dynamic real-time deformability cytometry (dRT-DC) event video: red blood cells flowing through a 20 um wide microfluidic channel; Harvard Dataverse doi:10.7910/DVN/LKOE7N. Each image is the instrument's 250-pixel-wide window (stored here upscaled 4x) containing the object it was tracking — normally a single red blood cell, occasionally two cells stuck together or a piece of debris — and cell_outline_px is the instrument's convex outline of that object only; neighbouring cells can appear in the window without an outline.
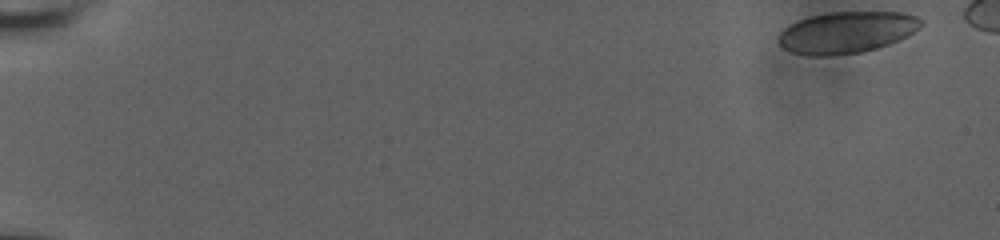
{"species": "human", "species_latin": "Homo sapiens", "temperature_condition": "room temperature", "stored_images_in_passage": 50, "camera_frame_rate_fps": 3000, "um_per_image_px": 0.085, "donor": {"sex": "male"}, "frame": {"image": 1, "passage_image": 1, "time_ms": 0.0, "image_size_px": [1000, 240], "cell_outline_px": [[924, 24], [920, 28], [888, 44], [876, 48], [860, 52], [828, 56], [812, 56], [792, 52], [784, 48], [780, 44], [780, 32], [788, 24], [808, 16], [828, 12], [904, 12], [916, 16], [924, 20]], "centroid_in_image_um": [71.96, 2.73], "position_along_channel_um": 13.0, "area_um2": 34.45}}
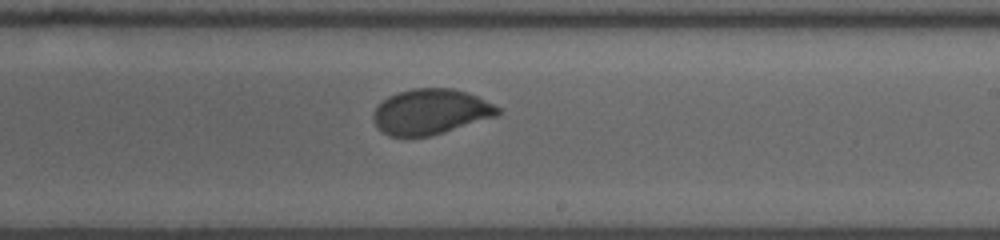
{"frame": {"image": 2, "passage_image": 32, "time_ms": 11.333, "image_size_px": [1000, 240], "cell_outline_px": [[500, 112], [496, 116], [428, 136], [388, 136], [376, 124], [372, 116], [376, 108], [388, 96], [396, 92], [412, 88], [452, 88], [476, 96], [500, 108]], "centroid_in_image_um": [36.57, 9.48], "position_along_channel_um": 252.4, "area_um2": 32.25}}
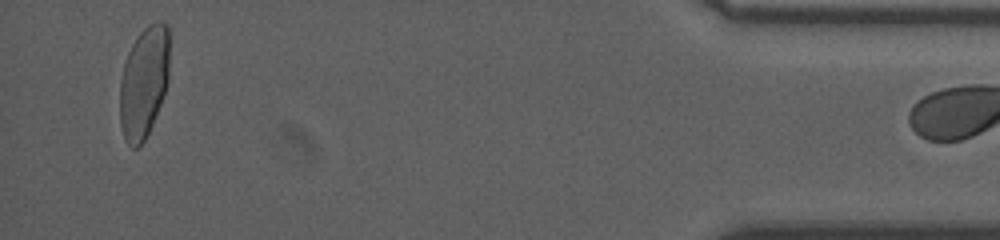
{"frame": {"image": 3, "passage_image": 49, "time_ms": 17.667, "image_size_px": [1000, 240], "cell_outline_px": [[168, 80], [160, 104], [152, 124], [144, 140], [136, 148], [132, 148], [124, 140], [120, 124], [120, 80], [124, 64], [128, 52], [132, 44], [140, 32], [148, 24], [156, 20], [160, 20], [168, 24]], "centroid_in_image_um": [12.22, 6.97], "position_along_channel_um": 423.0, "area_um2": 32.19}}